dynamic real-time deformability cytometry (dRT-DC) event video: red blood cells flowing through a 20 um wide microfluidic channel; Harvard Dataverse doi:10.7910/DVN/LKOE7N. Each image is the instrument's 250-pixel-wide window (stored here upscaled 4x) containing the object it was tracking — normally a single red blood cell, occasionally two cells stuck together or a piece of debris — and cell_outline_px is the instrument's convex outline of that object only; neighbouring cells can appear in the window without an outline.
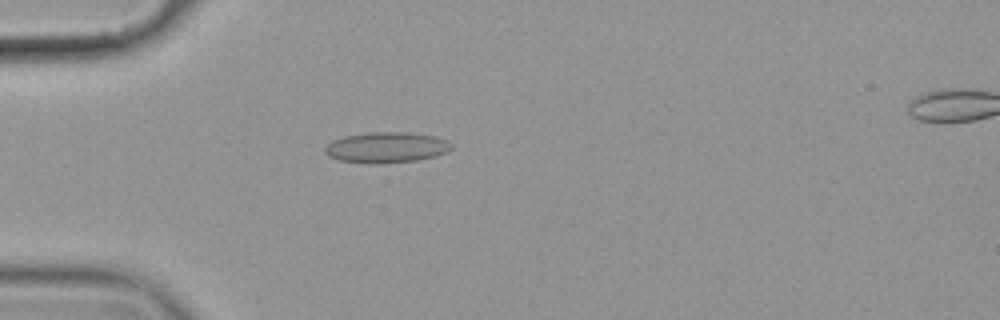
{"species": "common noctule bat (a hibernating species)", "species_latin": "Nyctalus noctula", "temperature_condition": "cold", "stored_images_in_passage": 57, "camera_frame_rate_fps": 3000, "um_per_image_px": 0.085, "animal": {"sex": "female", "body_mass_g": 19.9}, "frame": {"image": 1, "passage_image": 17, "time_ms": 5.333, "image_size_px": [1000, 320], "cell_outline_px": [[452, 148], [448, 152], [416, 160], [376, 164], [368, 164], [340, 160], [328, 156], [324, 152], [324, 148], [332, 140], [344, 136], [368, 132], [408, 132], [436, 136], [448, 140], [452, 144]], "centroid_in_image_um": [32.83, 12.52], "position_along_channel_um": 52.2, "area_um2": 22.77}}
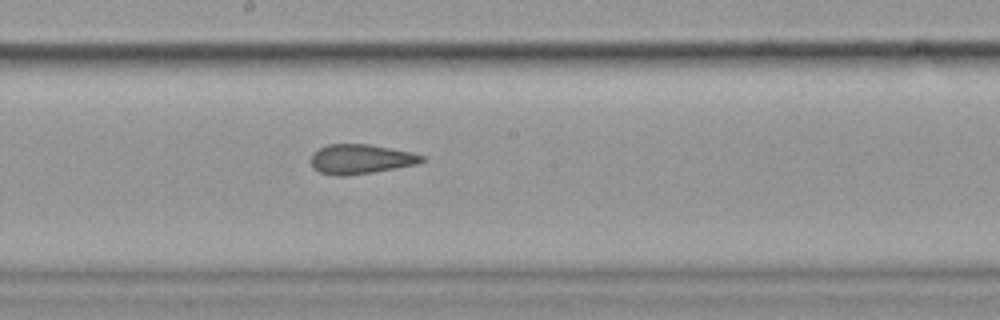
{"frame": {"image": 2, "passage_image": 32, "time_ms": 10.333, "image_size_px": [1000, 320], "cell_outline_px": [[428, 160], [416, 164], [396, 168], [372, 172], [344, 176], [336, 176], [320, 172], [312, 164], [312, 152], [328, 144], [368, 144], [412, 152], [424, 156]], "centroid_in_image_um": [30.7, 13.52], "position_along_channel_um": 217.5, "area_um2": 19.02}}
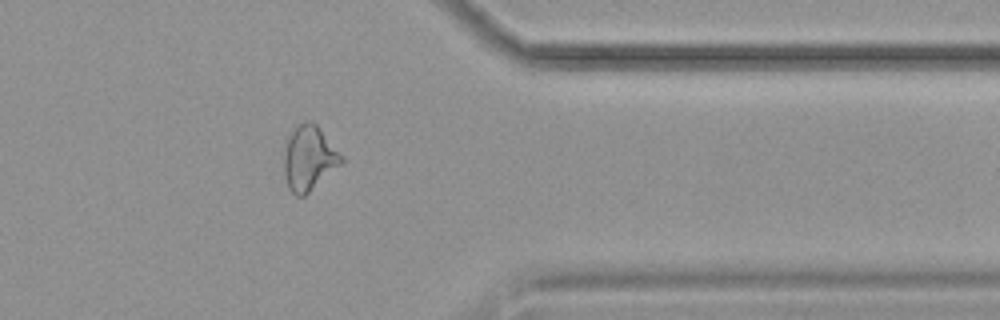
{"frame": {"image": 3, "passage_image": 47, "time_ms": 15.333, "image_size_px": [1000, 320], "cell_outline_px": [[344, 164], [304, 196], [296, 196], [288, 188], [284, 176], [284, 148], [288, 136], [300, 124], [308, 120], [312, 120], [316, 124], [344, 160]], "centroid_in_image_um": [26.25, 13.48], "position_along_channel_um": 385.1, "area_um2": 21.56}, "authors_computed_cell_mechanics": {"area_um2": 21.2704, "velocity_mm_per_s": 3.5564, "shape_relaxation_time_tau1_ms": null, "shape_relaxation_time_tau2_ms": 2.0926, "deformation_change_tau1": null, "deformation_change_tau2": 0.1024}}